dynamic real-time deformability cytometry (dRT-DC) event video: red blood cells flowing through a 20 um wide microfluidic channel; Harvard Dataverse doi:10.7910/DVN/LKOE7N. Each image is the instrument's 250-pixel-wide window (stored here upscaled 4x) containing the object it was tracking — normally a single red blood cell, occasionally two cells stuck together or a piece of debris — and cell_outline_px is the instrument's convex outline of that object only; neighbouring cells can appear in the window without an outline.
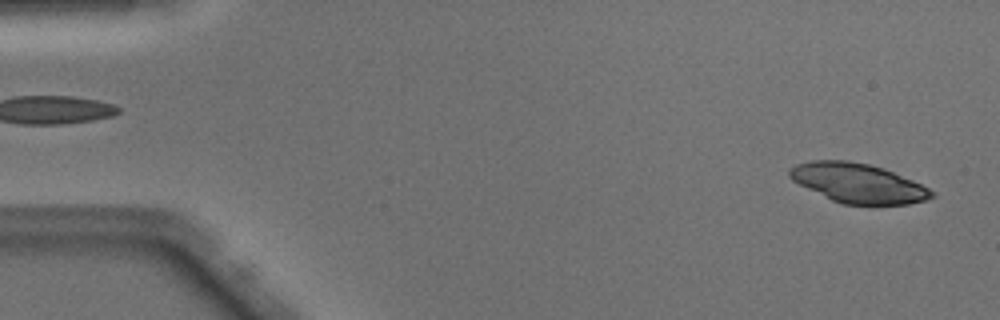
{"species": "Egyptian fruit bat (a non-hibernating species)", "species_latin": "Rousettus aegyptiacus", "temperature_condition": "warm", "stored_images_in_passage": 47, "camera_frame_rate_fps": 3000, "um_per_image_px": 0.085, "animal": {"sex": "male"}, "frame": {"image": 1, "passage_image": 1, "time_ms": 0.0, "image_size_px": [1000, 320], "cell_outline_px": [[936, 196], [924, 200], [908, 204], [844, 204], [832, 200], [792, 180], [788, 176], [788, 168], [796, 164], [812, 160], [848, 160], [868, 164], [892, 172], [912, 180], [936, 192]], "centroid_in_image_um": [72.91, 15.56], "position_along_channel_um": 12.1, "area_um2": 32.25}}